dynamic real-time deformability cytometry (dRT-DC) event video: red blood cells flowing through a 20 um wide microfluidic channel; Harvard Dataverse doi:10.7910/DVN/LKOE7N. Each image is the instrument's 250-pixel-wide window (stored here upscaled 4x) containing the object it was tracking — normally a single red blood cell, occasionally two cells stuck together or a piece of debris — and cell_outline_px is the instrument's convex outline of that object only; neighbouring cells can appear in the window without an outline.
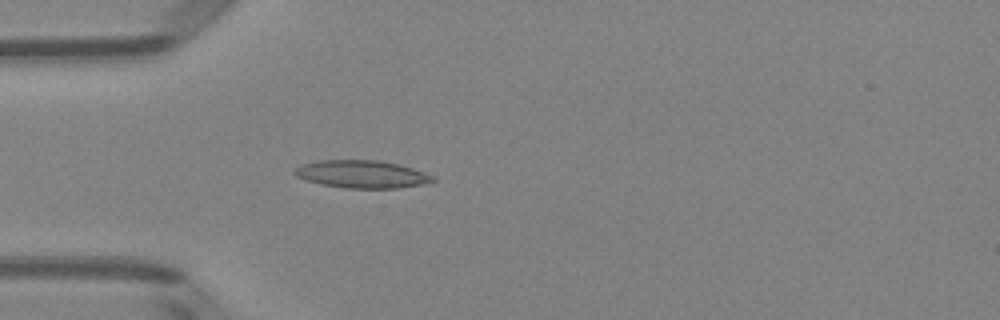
{"species": "Egyptian fruit bat (a non-hibernating species)", "species_latin": "Rousettus aegyptiacus", "temperature_condition": "room temperature", "stored_images_in_passage": 51, "camera_frame_rate_fps": 3000, "um_per_image_px": 0.085, "animal": {"sex": "female"}, "frame": {"image": 1, "passage_image": 15, "time_ms": 4.667, "image_size_px": [1000, 320], "cell_outline_px": [[436, 180], [432, 184], [400, 188], [344, 188], [324, 184], [308, 180], [296, 176], [292, 172], [296, 168], [304, 164], [316, 160], [380, 160], [400, 164], [436, 176]], "centroid_in_image_um": [30.87, 14.81], "position_along_channel_um": 54.1, "area_um2": 22.54}}
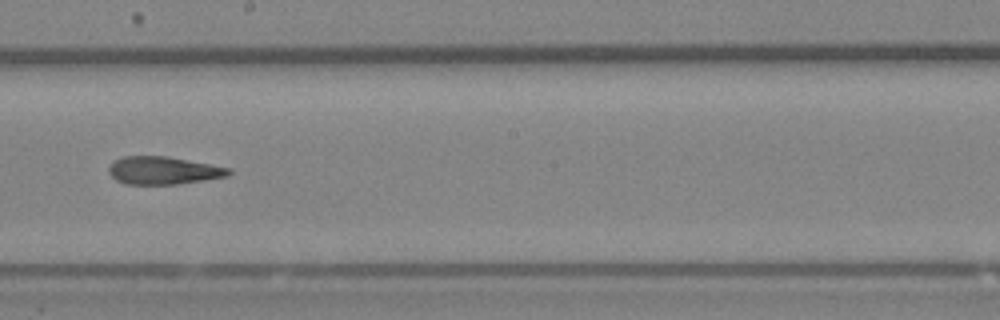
{"frame": {"image": 2, "passage_image": 29, "time_ms": 9.333, "image_size_px": [1000, 320], "cell_outline_px": [[232, 172], [228, 176], [204, 180], [176, 184], [124, 184], [116, 180], [108, 172], [108, 168], [116, 160], [124, 156], [168, 156], [232, 168]], "centroid_in_image_um": [13.91, 14.49], "position_along_channel_um": 234.3, "area_um2": 19.42}}
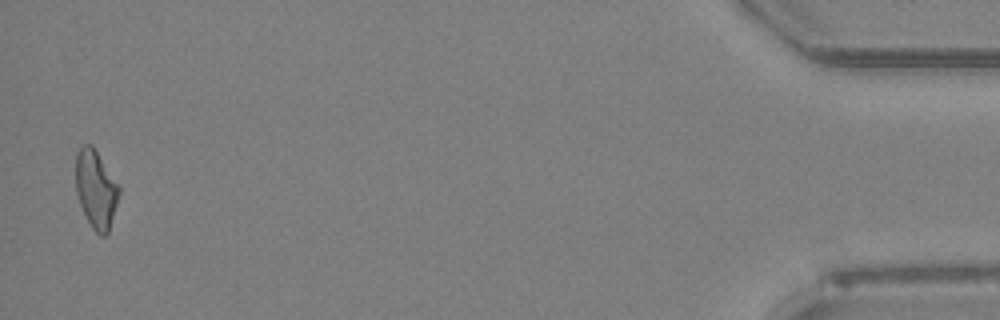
{"frame": {"image": 3, "passage_image": 50, "time_ms": 16.333, "image_size_px": [1000, 320], "cell_outline_px": [[120, 192], [108, 232], [104, 236], [100, 236], [92, 228], [80, 204], [76, 192], [76, 152], [84, 144], [92, 144], [120, 184]], "centroid_in_image_um": [8.17, 16.04], "position_along_channel_um": 427.0, "area_um2": 19.77}, "authors_computed_cell_mechanics": {"area_um2": 20.1722, "velocity_mm_per_s": 4.0277, "shape_relaxation_time_tau1_ms": null, "shape_relaxation_time_tau2_ms": 8.1236, "deformation_change_tau1": null, "deformation_change_tau2": 0.2211}}